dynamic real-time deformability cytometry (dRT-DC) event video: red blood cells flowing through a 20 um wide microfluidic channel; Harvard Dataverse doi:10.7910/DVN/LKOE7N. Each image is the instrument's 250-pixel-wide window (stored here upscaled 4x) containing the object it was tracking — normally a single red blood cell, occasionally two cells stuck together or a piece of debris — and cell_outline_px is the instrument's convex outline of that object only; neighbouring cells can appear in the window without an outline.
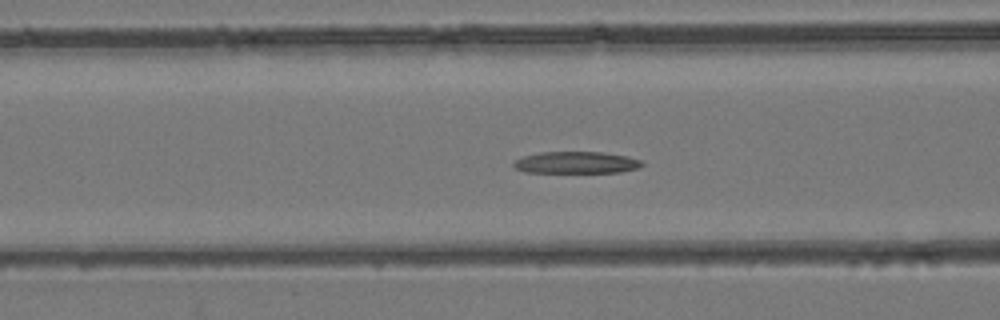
{"species": "common noctule bat (a hibernating species)", "species_latin": "Nyctalus noctula", "temperature_condition": "room temperature", "stored_images_in_passage": 34, "camera_frame_rate_fps": 3000, "um_per_image_px": 0.085, "animal": {"sex": "female", "body_mass_g": 24.6, "forearm_length_mm": 56.2}, "frame": {"image": 1, "passage_image": 5, "time_ms": 1.333, "image_size_px": [1000, 320], "cell_outline_px": [[644, 164], [640, 168], [620, 172], [524, 172], [516, 168], [512, 164], [516, 160], [524, 156], [540, 152], [604, 152], [628, 156], [640, 160]], "centroid_in_image_um": [49.02, 13.81], "position_along_channel_um": 117.6, "area_um2": 16.3}}
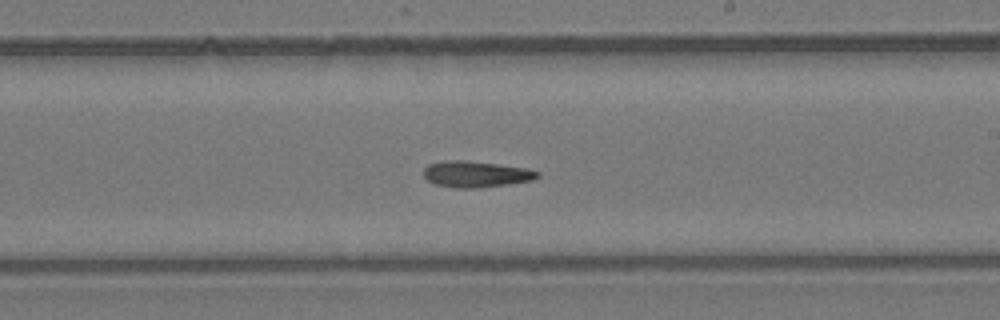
{"frame": {"image": 2, "passage_image": 14, "time_ms": 4.333, "image_size_px": [1000, 320], "cell_outline_px": [[540, 176], [532, 180], [480, 188], [456, 188], [436, 184], [428, 180], [424, 176], [424, 168], [428, 164], [444, 160], [464, 160], [528, 168], [540, 172]], "centroid_in_image_um": [40.45, 14.8], "position_along_channel_um": 248.5, "area_um2": 17.34}}
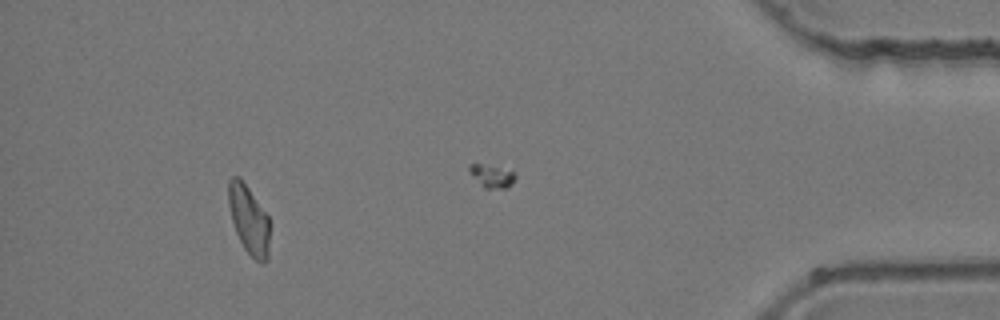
{"frame": {"image": 3, "passage_image": 30, "time_ms": 9.667, "image_size_px": [1000, 320], "cell_outline_px": [[268, 260], [264, 264], [256, 260], [244, 248], [236, 232], [232, 220], [228, 204], [228, 180], [232, 176], [240, 176], [268, 216]], "centroid_in_image_um": [21.13, 18.64], "position_along_channel_um": 414.1, "area_um2": 16.3}}